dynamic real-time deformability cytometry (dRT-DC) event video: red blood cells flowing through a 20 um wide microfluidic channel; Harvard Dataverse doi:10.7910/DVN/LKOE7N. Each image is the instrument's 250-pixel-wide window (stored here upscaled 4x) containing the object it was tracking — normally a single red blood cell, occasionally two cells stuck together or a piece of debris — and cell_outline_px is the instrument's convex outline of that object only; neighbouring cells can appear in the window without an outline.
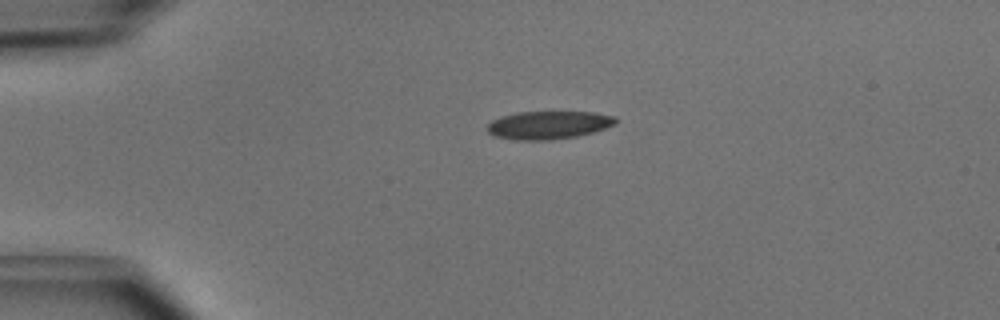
{"species": "common noctule bat (a hibernating species)", "species_latin": "Nyctalus noctula", "temperature_condition": "cold", "stored_images_in_passage": 3, "camera_frame_rate_fps": 3000, "um_per_image_px": 0.085, "animal": {"sex": "male", "body_mass_g": 15.6}, "frame": {"image": 1, "passage_image": 1, "time_ms": 0.0, "image_size_px": [1000, 320], "cell_outline_px": [[616, 124], [592, 132], [576, 136], [548, 140], [516, 140], [496, 136], [488, 132], [488, 124], [492, 120], [500, 116], [516, 112], [592, 112], [616, 116]], "centroid_in_image_um": [46.61, 10.62], "position_along_channel_um": 38.4, "area_um2": 20.87}}